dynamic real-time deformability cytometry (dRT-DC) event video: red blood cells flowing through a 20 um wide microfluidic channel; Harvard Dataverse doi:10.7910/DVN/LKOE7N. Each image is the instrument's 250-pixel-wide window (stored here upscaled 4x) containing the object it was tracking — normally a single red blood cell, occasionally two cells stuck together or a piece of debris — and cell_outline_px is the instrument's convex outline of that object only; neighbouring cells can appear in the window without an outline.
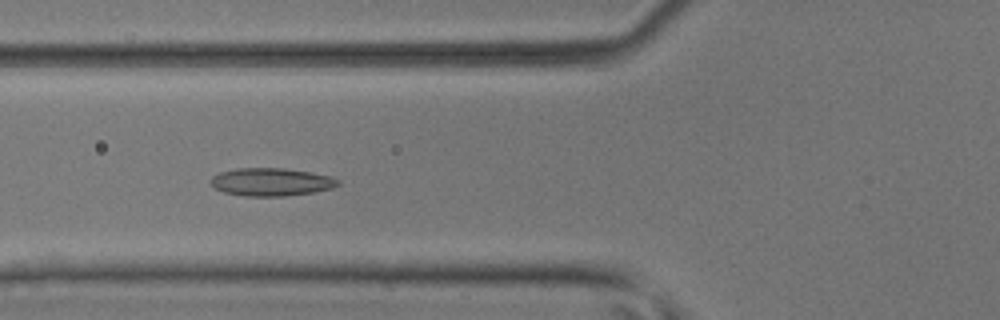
{"species": "common noctule bat (a hibernating species)", "species_latin": "Nyctalus noctula", "temperature_condition": "room temperature", "stored_images_in_passage": 7, "camera_frame_rate_fps": 3000, "um_per_image_px": 0.085, "animal": {"sex": "male", "body_mass_g": 17.9, "forearm_length_mm": 54.2}, "frame": {"image": 1, "passage_image": 5, "time_ms": 1.333, "image_size_px": [1000, 320], "cell_outline_px": [[340, 184], [332, 188], [312, 192], [284, 196], [244, 196], [224, 192], [216, 188], [212, 184], [212, 176], [220, 172], [236, 168], [284, 168], [312, 172], [332, 176], [340, 180]], "centroid_in_image_um": [23.09, 15.46], "position_along_channel_um": 102.7, "area_um2": 20.69}}
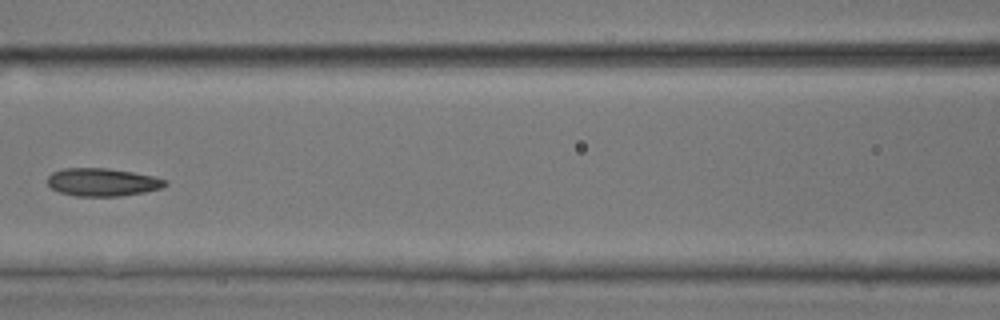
{"frame": {"image": 2, "passage_image": 6, "time_ms": 1.667, "image_size_px": [1000, 320], "cell_outline_px": [[168, 184], [160, 188], [144, 192], [120, 196], [76, 196], [60, 192], [52, 188], [48, 184], [48, 176], [52, 172], [64, 168], [108, 168], [132, 172], [152, 176], [168, 180]], "centroid_in_image_um": [8.71, 15.48], "position_along_channel_um": 157.9, "area_um2": 19.07}}
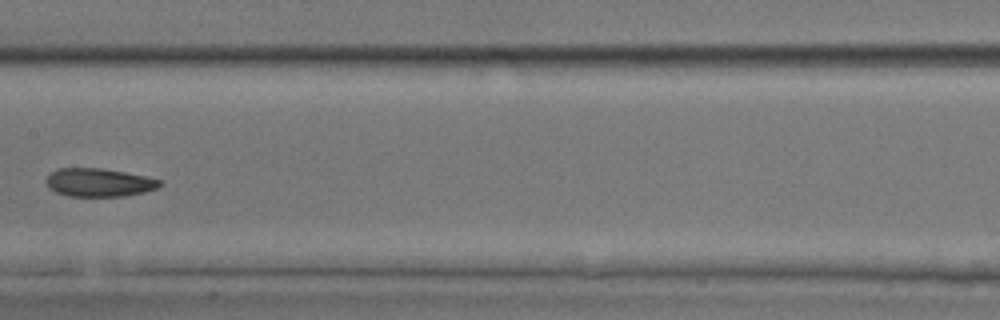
{"frame": {"image": 3, "passage_image": 7, "time_ms": 2.0, "image_size_px": [1000, 320], "cell_outline_px": [[164, 184], [156, 188], [144, 192], [124, 196], [68, 196], [56, 192], [48, 188], [44, 180], [56, 168], [100, 168], [124, 172], [144, 176], [160, 180]], "centroid_in_image_um": [8.38, 15.51], "position_along_channel_um": 199.0, "area_um2": 18.73}}